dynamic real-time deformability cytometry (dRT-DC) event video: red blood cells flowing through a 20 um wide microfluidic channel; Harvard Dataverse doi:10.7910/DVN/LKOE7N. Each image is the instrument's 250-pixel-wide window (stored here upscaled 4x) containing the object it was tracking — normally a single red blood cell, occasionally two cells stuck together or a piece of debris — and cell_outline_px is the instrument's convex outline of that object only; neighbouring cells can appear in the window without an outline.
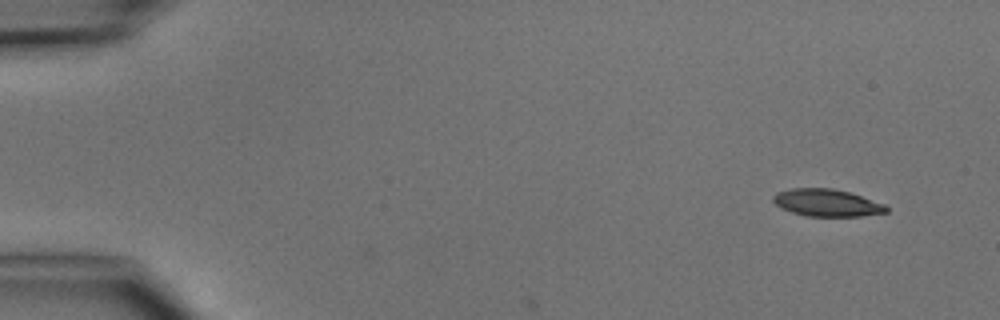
{"species": "common noctule bat (a hibernating species)", "species_latin": "Nyctalus noctula", "temperature_condition": "cold", "stored_images_in_passage": 3, "camera_frame_rate_fps": 3000, "um_per_image_px": 0.085, "animal": {"sex": "male", "body_mass_g": 15.6}, "frame": {"image": 1, "passage_image": 1, "time_ms": 0.0, "image_size_px": [1000, 320], "cell_outline_px": [[888, 212], [860, 216], [808, 216], [792, 212], [780, 208], [772, 200], [772, 196], [776, 192], [788, 188], [832, 188], [848, 192], [884, 204], [888, 208]], "centroid_in_image_um": [70.23, 17.23], "position_along_channel_um": 14.8, "area_um2": 17.92}}